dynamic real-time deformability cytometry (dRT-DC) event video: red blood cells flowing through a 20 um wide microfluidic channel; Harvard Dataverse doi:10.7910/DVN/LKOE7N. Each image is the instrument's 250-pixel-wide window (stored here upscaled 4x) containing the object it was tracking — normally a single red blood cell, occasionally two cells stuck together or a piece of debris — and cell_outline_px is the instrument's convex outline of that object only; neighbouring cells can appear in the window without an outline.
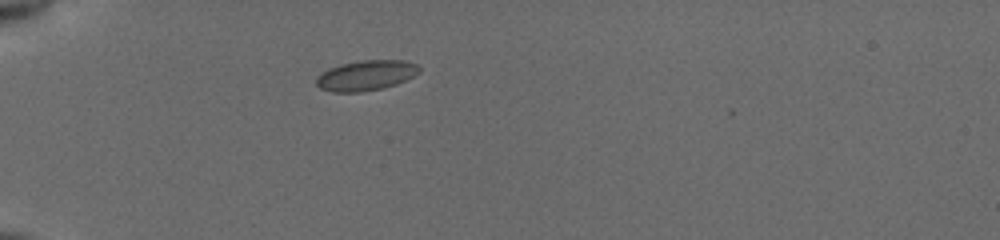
{"species": "common noctule bat (a hibernating species)", "species_latin": "Nyctalus noctula", "temperature_condition": "cold", "stored_images_in_passage": 38, "camera_frame_rate_fps": 3000, "um_per_image_px": 0.085, "animal": {"sex": "female", "body_mass_g": 19.5, "forearm_length_mm": 54.1}, "frame": {"image": 1, "passage_image": 1, "time_ms": 0.0, "image_size_px": [1000, 240], "cell_outline_px": [[420, 72], [396, 84], [384, 88], [360, 92], [332, 92], [320, 88], [316, 84], [316, 76], [328, 68], [340, 64], [364, 60], [404, 60], [416, 64], [420, 68]], "centroid_in_image_um": [31.08, 6.41], "position_along_channel_um": 53.9, "area_um2": 18.15}}
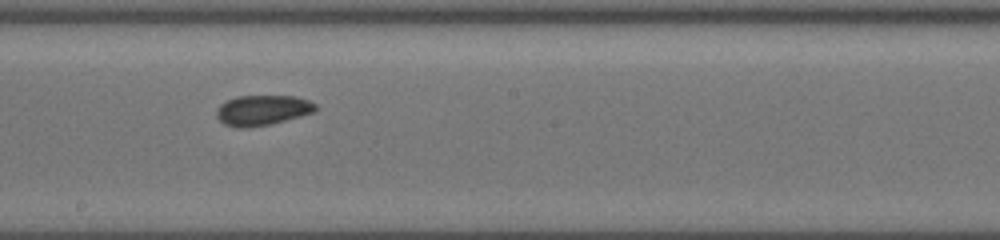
{"frame": {"image": 2, "passage_image": 16, "time_ms": 5.0, "image_size_px": [1000, 240], "cell_outline_px": [[316, 112], [268, 124], [244, 128], [236, 128], [224, 124], [216, 116], [216, 108], [220, 104], [236, 96], [296, 96], [308, 100], [316, 104]], "centroid_in_image_um": [22.28, 9.36], "position_along_channel_um": 225.9, "area_um2": 17.4}}
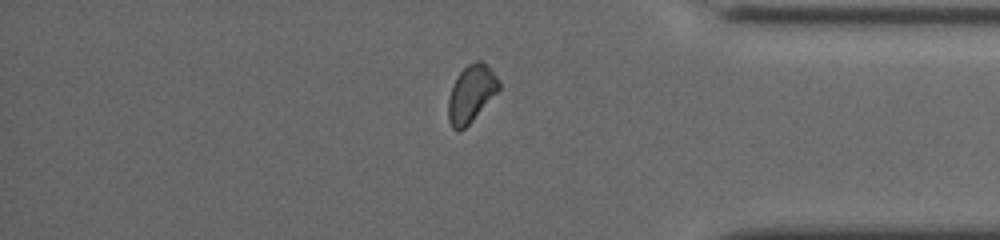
{"frame": {"image": 3, "passage_image": 30, "time_ms": 9.667, "image_size_px": [1000, 240], "cell_outline_px": [[500, 88], [472, 120], [460, 132], [456, 132], [452, 128], [448, 120], [448, 100], [452, 88], [460, 72], [468, 64], [476, 60], [480, 60], [500, 80]], "centroid_in_image_um": [40.03, 7.99], "position_along_channel_um": 395.2, "area_um2": 16.42}, "authors_computed_cell_mechanics": {"area_um2": 17.0221, "velocity_mm_per_s": 3.9139, "shape_relaxation_time_tau1_ms": null, "shape_relaxation_time_tau2_ms": 3.21, "deformation_change_tau1": null, "deformation_change_tau2": 0.0687}}